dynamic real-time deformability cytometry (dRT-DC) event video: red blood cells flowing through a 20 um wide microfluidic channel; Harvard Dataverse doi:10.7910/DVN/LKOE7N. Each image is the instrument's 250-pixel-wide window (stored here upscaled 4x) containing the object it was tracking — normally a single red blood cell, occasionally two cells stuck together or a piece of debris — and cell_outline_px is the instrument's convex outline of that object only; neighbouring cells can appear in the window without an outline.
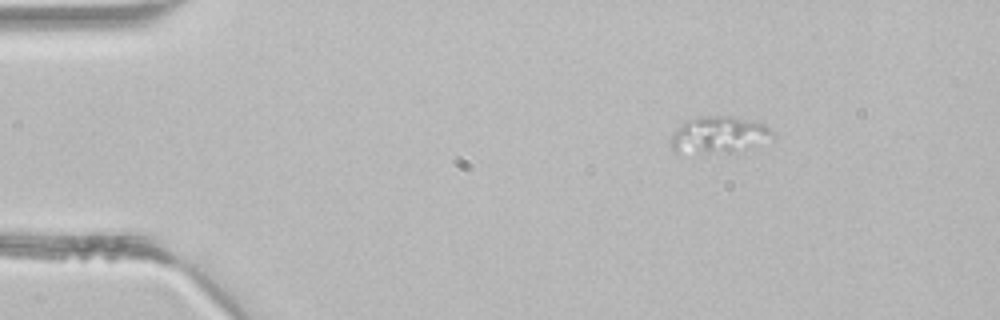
{"species": "common noctule bat (a hibernating species)", "species_latin": "Nyctalus noctula", "temperature_condition": "room temperature", "stored_images_in_passage": 4, "camera_frame_rate_fps": 3000, "um_per_image_px": 0.085, "animal": {"sex": "male", "body_mass_g": 21.5, "forearm_length_mm": 52.0}, "frame": {"image": 1, "passage_image": 4, "time_ms": 1.0, "image_size_px": [1000, 320], "cell_outline_px": [[776, 136], [728, 152], [672, 152], [672, 136], [684, 120], [700, 116], [732, 116], [764, 124]], "centroid_in_image_um": [61.02, 11.42], "position_along_channel_um": 24.0, "area_um2": 20.87}}